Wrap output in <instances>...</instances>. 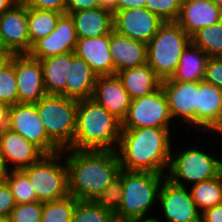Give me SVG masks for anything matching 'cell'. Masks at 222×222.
<instances>
[{
  "mask_svg": "<svg viewBox=\"0 0 222 222\" xmlns=\"http://www.w3.org/2000/svg\"><path fill=\"white\" fill-rule=\"evenodd\" d=\"M171 129L173 128L122 129L116 149L121 169L166 175L174 148Z\"/></svg>",
  "mask_w": 222,
  "mask_h": 222,
  "instance_id": "cell-1",
  "label": "cell"
},
{
  "mask_svg": "<svg viewBox=\"0 0 222 222\" xmlns=\"http://www.w3.org/2000/svg\"><path fill=\"white\" fill-rule=\"evenodd\" d=\"M68 167L69 195L94 201L121 170L116 150H62Z\"/></svg>",
  "mask_w": 222,
  "mask_h": 222,
  "instance_id": "cell-2",
  "label": "cell"
},
{
  "mask_svg": "<svg viewBox=\"0 0 222 222\" xmlns=\"http://www.w3.org/2000/svg\"><path fill=\"white\" fill-rule=\"evenodd\" d=\"M122 121L92 98L78 101L73 149L116 150Z\"/></svg>",
  "mask_w": 222,
  "mask_h": 222,
  "instance_id": "cell-3",
  "label": "cell"
},
{
  "mask_svg": "<svg viewBox=\"0 0 222 222\" xmlns=\"http://www.w3.org/2000/svg\"><path fill=\"white\" fill-rule=\"evenodd\" d=\"M165 178L164 174L121 169L123 194L115 211L117 222L155 218L152 212L158 205L159 189Z\"/></svg>",
  "mask_w": 222,
  "mask_h": 222,
  "instance_id": "cell-4",
  "label": "cell"
},
{
  "mask_svg": "<svg viewBox=\"0 0 222 222\" xmlns=\"http://www.w3.org/2000/svg\"><path fill=\"white\" fill-rule=\"evenodd\" d=\"M191 37L176 23L164 22L147 43V64L163 81L175 73Z\"/></svg>",
  "mask_w": 222,
  "mask_h": 222,
  "instance_id": "cell-5",
  "label": "cell"
},
{
  "mask_svg": "<svg viewBox=\"0 0 222 222\" xmlns=\"http://www.w3.org/2000/svg\"><path fill=\"white\" fill-rule=\"evenodd\" d=\"M202 145H187L174 153L172 150L166 178L172 183L189 187L192 184L210 180L220 174L219 158ZM207 151V152H206ZM215 154V156H214ZM188 184V185H187Z\"/></svg>",
  "mask_w": 222,
  "mask_h": 222,
  "instance_id": "cell-6",
  "label": "cell"
},
{
  "mask_svg": "<svg viewBox=\"0 0 222 222\" xmlns=\"http://www.w3.org/2000/svg\"><path fill=\"white\" fill-rule=\"evenodd\" d=\"M48 137L61 149H73L78 101L46 95L35 104Z\"/></svg>",
  "mask_w": 222,
  "mask_h": 222,
  "instance_id": "cell-7",
  "label": "cell"
},
{
  "mask_svg": "<svg viewBox=\"0 0 222 222\" xmlns=\"http://www.w3.org/2000/svg\"><path fill=\"white\" fill-rule=\"evenodd\" d=\"M22 170L27 174L38 201L49 202L69 195L68 167L63 151L45 154Z\"/></svg>",
  "mask_w": 222,
  "mask_h": 222,
  "instance_id": "cell-8",
  "label": "cell"
},
{
  "mask_svg": "<svg viewBox=\"0 0 222 222\" xmlns=\"http://www.w3.org/2000/svg\"><path fill=\"white\" fill-rule=\"evenodd\" d=\"M166 96L160 87L153 93L131 100L126 117L122 120V129L144 127L173 128Z\"/></svg>",
  "mask_w": 222,
  "mask_h": 222,
  "instance_id": "cell-9",
  "label": "cell"
},
{
  "mask_svg": "<svg viewBox=\"0 0 222 222\" xmlns=\"http://www.w3.org/2000/svg\"><path fill=\"white\" fill-rule=\"evenodd\" d=\"M158 205L159 211L161 209L162 212L160 215H162L155 218L161 222H200L201 213L188 187L178 186L167 178L160 186Z\"/></svg>",
  "mask_w": 222,
  "mask_h": 222,
  "instance_id": "cell-10",
  "label": "cell"
},
{
  "mask_svg": "<svg viewBox=\"0 0 222 222\" xmlns=\"http://www.w3.org/2000/svg\"><path fill=\"white\" fill-rule=\"evenodd\" d=\"M8 128L35 144L45 154L62 151L48 137L35 104L17 103L10 106Z\"/></svg>",
  "mask_w": 222,
  "mask_h": 222,
  "instance_id": "cell-11",
  "label": "cell"
},
{
  "mask_svg": "<svg viewBox=\"0 0 222 222\" xmlns=\"http://www.w3.org/2000/svg\"><path fill=\"white\" fill-rule=\"evenodd\" d=\"M171 117L198 131L199 82H179L165 79L161 82ZM176 121V122H175ZM195 127V128H194Z\"/></svg>",
  "mask_w": 222,
  "mask_h": 222,
  "instance_id": "cell-12",
  "label": "cell"
},
{
  "mask_svg": "<svg viewBox=\"0 0 222 222\" xmlns=\"http://www.w3.org/2000/svg\"><path fill=\"white\" fill-rule=\"evenodd\" d=\"M114 30L123 36L147 44L158 32L164 21L144 8H132L113 14Z\"/></svg>",
  "mask_w": 222,
  "mask_h": 222,
  "instance_id": "cell-13",
  "label": "cell"
},
{
  "mask_svg": "<svg viewBox=\"0 0 222 222\" xmlns=\"http://www.w3.org/2000/svg\"><path fill=\"white\" fill-rule=\"evenodd\" d=\"M0 39L15 55L29 53L28 7L22 0L0 15Z\"/></svg>",
  "mask_w": 222,
  "mask_h": 222,
  "instance_id": "cell-14",
  "label": "cell"
},
{
  "mask_svg": "<svg viewBox=\"0 0 222 222\" xmlns=\"http://www.w3.org/2000/svg\"><path fill=\"white\" fill-rule=\"evenodd\" d=\"M18 103L36 104L47 95L40 60L28 54L14 56Z\"/></svg>",
  "mask_w": 222,
  "mask_h": 222,
  "instance_id": "cell-15",
  "label": "cell"
},
{
  "mask_svg": "<svg viewBox=\"0 0 222 222\" xmlns=\"http://www.w3.org/2000/svg\"><path fill=\"white\" fill-rule=\"evenodd\" d=\"M78 36L74 21L68 14H63L57 21L54 31L36 41L28 55L42 60L48 57L74 52Z\"/></svg>",
  "mask_w": 222,
  "mask_h": 222,
  "instance_id": "cell-16",
  "label": "cell"
},
{
  "mask_svg": "<svg viewBox=\"0 0 222 222\" xmlns=\"http://www.w3.org/2000/svg\"><path fill=\"white\" fill-rule=\"evenodd\" d=\"M0 152L10 170H22L45 155L39 147L9 128L0 133Z\"/></svg>",
  "mask_w": 222,
  "mask_h": 222,
  "instance_id": "cell-17",
  "label": "cell"
},
{
  "mask_svg": "<svg viewBox=\"0 0 222 222\" xmlns=\"http://www.w3.org/2000/svg\"><path fill=\"white\" fill-rule=\"evenodd\" d=\"M92 99L121 121L131 104L129 93L117 74L97 76Z\"/></svg>",
  "mask_w": 222,
  "mask_h": 222,
  "instance_id": "cell-18",
  "label": "cell"
},
{
  "mask_svg": "<svg viewBox=\"0 0 222 222\" xmlns=\"http://www.w3.org/2000/svg\"><path fill=\"white\" fill-rule=\"evenodd\" d=\"M222 21V9L212 0H183L176 23L192 37L204 27Z\"/></svg>",
  "mask_w": 222,
  "mask_h": 222,
  "instance_id": "cell-19",
  "label": "cell"
},
{
  "mask_svg": "<svg viewBox=\"0 0 222 222\" xmlns=\"http://www.w3.org/2000/svg\"><path fill=\"white\" fill-rule=\"evenodd\" d=\"M74 54L82 58L97 76L114 75L110 52V34L100 37L78 38Z\"/></svg>",
  "mask_w": 222,
  "mask_h": 222,
  "instance_id": "cell-20",
  "label": "cell"
},
{
  "mask_svg": "<svg viewBox=\"0 0 222 222\" xmlns=\"http://www.w3.org/2000/svg\"><path fill=\"white\" fill-rule=\"evenodd\" d=\"M110 52L114 74L147 63V44L118 34L110 33Z\"/></svg>",
  "mask_w": 222,
  "mask_h": 222,
  "instance_id": "cell-21",
  "label": "cell"
},
{
  "mask_svg": "<svg viewBox=\"0 0 222 222\" xmlns=\"http://www.w3.org/2000/svg\"><path fill=\"white\" fill-rule=\"evenodd\" d=\"M222 118L221 89L204 80L199 82L198 93V132L206 136ZM206 133V135H204Z\"/></svg>",
  "mask_w": 222,
  "mask_h": 222,
  "instance_id": "cell-22",
  "label": "cell"
},
{
  "mask_svg": "<svg viewBox=\"0 0 222 222\" xmlns=\"http://www.w3.org/2000/svg\"><path fill=\"white\" fill-rule=\"evenodd\" d=\"M78 38L100 37L114 30L113 13L101 7L69 14Z\"/></svg>",
  "mask_w": 222,
  "mask_h": 222,
  "instance_id": "cell-23",
  "label": "cell"
},
{
  "mask_svg": "<svg viewBox=\"0 0 222 222\" xmlns=\"http://www.w3.org/2000/svg\"><path fill=\"white\" fill-rule=\"evenodd\" d=\"M97 75L80 57L71 52V65L67 73L66 97L77 101L92 98Z\"/></svg>",
  "mask_w": 222,
  "mask_h": 222,
  "instance_id": "cell-24",
  "label": "cell"
},
{
  "mask_svg": "<svg viewBox=\"0 0 222 222\" xmlns=\"http://www.w3.org/2000/svg\"><path fill=\"white\" fill-rule=\"evenodd\" d=\"M131 100L153 93L161 87L162 80L146 63L116 73Z\"/></svg>",
  "mask_w": 222,
  "mask_h": 222,
  "instance_id": "cell-25",
  "label": "cell"
},
{
  "mask_svg": "<svg viewBox=\"0 0 222 222\" xmlns=\"http://www.w3.org/2000/svg\"><path fill=\"white\" fill-rule=\"evenodd\" d=\"M47 95L66 97L67 73L71 65V52L40 60Z\"/></svg>",
  "mask_w": 222,
  "mask_h": 222,
  "instance_id": "cell-26",
  "label": "cell"
},
{
  "mask_svg": "<svg viewBox=\"0 0 222 222\" xmlns=\"http://www.w3.org/2000/svg\"><path fill=\"white\" fill-rule=\"evenodd\" d=\"M208 58L205 52L190 42L180 56L175 73L169 79L179 82L203 81Z\"/></svg>",
  "mask_w": 222,
  "mask_h": 222,
  "instance_id": "cell-27",
  "label": "cell"
},
{
  "mask_svg": "<svg viewBox=\"0 0 222 222\" xmlns=\"http://www.w3.org/2000/svg\"><path fill=\"white\" fill-rule=\"evenodd\" d=\"M63 15L54 10H39L28 7L29 52L32 45L51 34L58 19Z\"/></svg>",
  "mask_w": 222,
  "mask_h": 222,
  "instance_id": "cell-28",
  "label": "cell"
},
{
  "mask_svg": "<svg viewBox=\"0 0 222 222\" xmlns=\"http://www.w3.org/2000/svg\"><path fill=\"white\" fill-rule=\"evenodd\" d=\"M188 188L200 213L222 203V174L213 179L192 184Z\"/></svg>",
  "mask_w": 222,
  "mask_h": 222,
  "instance_id": "cell-29",
  "label": "cell"
},
{
  "mask_svg": "<svg viewBox=\"0 0 222 222\" xmlns=\"http://www.w3.org/2000/svg\"><path fill=\"white\" fill-rule=\"evenodd\" d=\"M191 42L209 57L222 58V21L196 32Z\"/></svg>",
  "mask_w": 222,
  "mask_h": 222,
  "instance_id": "cell-30",
  "label": "cell"
},
{
  "mask_svg": "<svg viewBox=\"0 0 222 222\" xmlns=\"http://www.w3.org/2000/svg\"><path fill=\"white\" fill-rule=\"evenodd\" d=\"M71 222H117L115 212L92 200H78Z\"/></svg>",
  "mask_w": 222,
  "mask_h": 222,
  "instance_id": "cell-31",
  "label": "cell"
},
{
  "mask_svg": "<svg viewBox=\"0 0 222 222\" xmlns=\"http://www.w3.org/2000/svg\"><path fill=\"white\" fill-rule=\"evenodd\" d=\"M77 202L78 200L72 195L59 200L43 202L41 222H71Z\"/></svg>",
  "mask_w": 222,
  "mask_h": 222,
  "instance_id": "cell-32",
  "label": "cell"
},
{
  "mask_svg": "<svg viewBox=\"0 0 222 222\" xmlns=\"http://www.w3.org/2000/svg\"><path fill=\"white\" fill-rule=\"evenodd\" d=\"M6 182L11 188L16 204L38 201L27 174L23 170H10Z\"/></svg>",
  "mask_w": 222,
  "mask_h": 222,
  "instance_id": "cell-33",
  "label": "cell"
},
{
  "mask_svg": "<svg viewBox=\"0 0 222 222\" xmlns=\"http://www.w3.org/2000/svg\"><path fill=\"white\" fill-rule=\"evenodd\" d=\"M0 102L9 106L18 103V88L14 70V57L11 63L0 72Z\"/></svg>",
  "mask_w": 222,
  "mask_h": 222,
  "instance_id": "cell-34",
  "label": "cell"
},
{
  "mask_svg": "<svg viewBox=\"0 0 222 222\" xmlns=\"http://www.w3.org/2000/svg\"><path fill=\"white\" fill-rule=\"evenodd\" d=\"M123 185L121 182V170L119 175L106 186L102 193L94 200L99 206L115 212L122 201Z\"/></svg>",
  "mask_w": 222,
  "mask_h": 222,
  "instance_id": "cell-35",
  "label": "cell"
},
{
  "mask_svg": "<svg viewBox=\"0 0 222 222\" xmlns=\"http://www.w3.org/2000/svg\"><path fill=\"white\" fill-rule=\"evenodd\" d=\"M183 0H146L145 7L164 22H176Z\"/></svg>",
  "mask_w": 222,
  "mask_h": 222,
  "instance_id": "cell-36",
  "label": "cell"
},
{
  "mask_svg": "<svg viewBox=\"0 0 222 222\" xmlns=\"http://www.w3.org/2000/svg\"><path fill=\"white\" fill-rule=\"evenodd\" d=\"M43 202L16 204L9 215L10 222H41Z\"/></svg>",
  "mask_w": 222,
  "mask_h": 222,
  "instance_id": "cell-37",
  "label": "cell"
},
{
  "mask_svg": "<svg viewBox=\"0 0 222 222\" xmlns=\"http://www.w3.org/2000/svg\"><path fill=\"white\" fill-rule=\"evenodd\" d=\"M204 81L222 89V58H208Z\"/></svg>",
  "mask_w": 222,
  "mask_h": 222,
  "instance_id": "cell-38",
  "label": "cell"
},
{
  "mask_svg": "<svg viewBox=\"0 0 222 222\" xmlns=\"http://www.w3.org/2000/svg\"><path fill=\"white\" fill-rule=\"evenodd\" d=\"M16 202L7 182L0 183V217H9Z\"/></svg>",
  "mask_w": 222,
  "mask_h": 222,
  "instance_id": "cell-39",
  "label": "cell"
},
{
  "mask_svg": "<svg viewBox=\"0 0 222 222\" xmlns=\"http://www.w3.org/2000/svg\"><path fill=\"white\" fill-rule=\"evenodd\" d=\"M27 7L39 10H54L66 14L67 0H22Z\"/></svg>",
  "mask_w": 222,
  "mask_h": 222,
  "instance_id": "cell-40",
  "label": "cell"
},
{
  "mask_svg": "<svg viewBox=\"0 0 222 222\" xmlns=\"http://www.w3.org/2000/svg\"><path fill=\"white\" fill-rule=\"evenodd\" d=\"M100 7L98 0H67L66 14L86 9H95Z\"/></svg>",
  "mask_w": 222,
  "mask_h": 222,
  "instance_id": "cell-41",
  "label": "cell"
},
{
  "mask_svg": "<svg viewBox=\"0 0 222 222\" xmlns=\"http://www.w3.org/2000/svg\"><path fill=\"white\" fill-rule=\"evenodd\" d=\"M200 222H222V203L203 211Z\"/></svg>",
  "mask_w": 222,
  "mask_h": 222,
  "instance_id": "cell-42",
  "label": "cell"
},
{
  "mask_svg": "<svg viewBox=\"0 0 222 222\" xmlns=\"http://www.w3.org/2000/svg\"><path fill=\"white\" fill-rule=\"evenodd\" d=\"M146 0H116V12L132 8H144Z\"/></svg>",
  "mask_w": 222,
  "mask_h": 222,
  "instance_id": "cell-43",
  "label": "cell"
},
{
  "mask_svg": "<svg viewBox=\"0 0 222 222\" xmlns=\"http://www.w3.org/2000/svg\"><path fill=\"white\" fill-rule=\"evenodd\" d=\"M9 108L8 104L0 102V133L8 128Z\"/></svg>",
  "mask_w": 222,
  "mask_h": 222,
  "instance_id": "cell-44",
  "label": "cell"
},
{
  "mask_svg": "<svg viewBox=\"0 0 222 222\" xmlns=\"http://www.w3.org/2000/svg\"><path fill=\"white\" fill-rule=\"evenodd\" d=\"M15 54L8 50L0 51V72L5 69L12 61Z\"/></svg>",
  "mask_w": 222,
  "mask_h": 222,
  "instance_id": "cell-45",
  "label": "cell"
},
{
  "mask_svg": "<svg viewBox=\"0 0 222 222\" xmlns=\"http://www.w3.org/2000/svg\"><path fill=\"white\" fill-rule=\"evenodd\" d=\"M10 169L8 168L3 154L0 152V183L6 182Z\"/></svg>",
  "mask_w": 222,
  "mask_h": 222,
  "instance_id": "cell-46",
  "label": "cell"
},
{
  "mask_svg": "<svg viewBox=\"0 0 222 222\" xmlns=\"http://www.w3.org/2000/svg\"><path fill=\"white\" fill-rule=\"evenodd\" d=\"M101 8L111 11L113 14L116 12V0H98Z\"/></svg>",
  "mask_w": 222,
  "mask_h": 222,
  "instance_id": "cell-47",
  "label": "cell"
},
{
  "mask_svg": "<svg viewBox=\"0 0 222 222\" xmlns=\"http://www.w3.org/2000/svg\"><path fill=\"white\" fill-rule=\"evenodd\" d=\"M19 0H0V15L9 10Z\"/></svg>",
  "mask_w": 222,
  "mask_h": 222,
  "instance_id": "cell-48",
  "label": "cell"
},
{
  "mask_svg": "<svg viewBox=\"0 0 222 222\" xmlns=\"http://www.w3.org/2000/svg\"><path fill=\"white\" fill-rule=\"evenodd\" d=\"M211 133H212V140H213V135H215L216 134V136H222V118H221V120H220V122L216 125V127L211 131ZM222 138V137H221Z\"/></svg>",
  "mask_w": 222,
  "mask_h": 222,
  "instance_id": "cell-49",
  "label": "cell"
},
{
  "mask_svg": "<svg viewBox=\"0 0 222 222\" xmlns=\"http://www.w3.org/2000/svg\"><path fill=\"white\" fill-rule=\"evenodd\" d=\"M129 222H161V221L157 220L156 218H150V219H145V220L129 221Z\"/></svg>",
  "mask_w": 222,
  "mask_h": 222,
  "instance_id": "cell-50",
  "label": "cell"
},
{
  "mask_svg": "<svg viewBox=\"0 0 222 222\" xmlns=\"http://www.w3.org/2000/svg\"><path fill=\"white\" fill-rule=\"evenodd\" d=\"M222 142V139H219ZM221 155H222V151H221ZM219 170L220 173L222 174V156L219 157Z\"/></svg>",
  "mask_w": 222,
  "mask_h": 222,
  "instance_id": "cell-51",
  "label": "cell"
},
{
  "mask_svg": "<svg viewBox=\"0 0 222 222\" xmlns=\"http://www.w3.org/2000/svg\"><path fill=\"white\" fill-rule=\"evenodd\" d=\"M212 1L222 9V0H212Z\"/></svg>",
  "mask_w": 222,
  "mask_h": 222,
  "instance_id": "cell-52",
  "label": "cell"
},
{
  "mask_svg": "<svg viewBox=\"0 0 222 222\" xmlns=\"http://www.w3.org/2000/svg\"><path fill=\"white\" fill-rule=\"evenodd\" d=\"M0 222H10L9 217H0Z\"/></svg>",
  "mask_w": 222,
  "mask_h": 222,
  "instance_id": "cell-53",
  "label": "cell"
},
{
  "mask_svg": "<svg viewBox=\"0 0 222 222\" xmlns=\"http://www.w3.org/2000/svg\"><path fill=\"white\" fill-rule=\"evenodd\" d=\"M3 50H5V49H4L1 39H0V51H3Z\"/></svg>",
  "mask_w": 222,
  "mask_h": 222,
  "instance_id": "cell-54",
  "label": "cell"
}]
</instances>
